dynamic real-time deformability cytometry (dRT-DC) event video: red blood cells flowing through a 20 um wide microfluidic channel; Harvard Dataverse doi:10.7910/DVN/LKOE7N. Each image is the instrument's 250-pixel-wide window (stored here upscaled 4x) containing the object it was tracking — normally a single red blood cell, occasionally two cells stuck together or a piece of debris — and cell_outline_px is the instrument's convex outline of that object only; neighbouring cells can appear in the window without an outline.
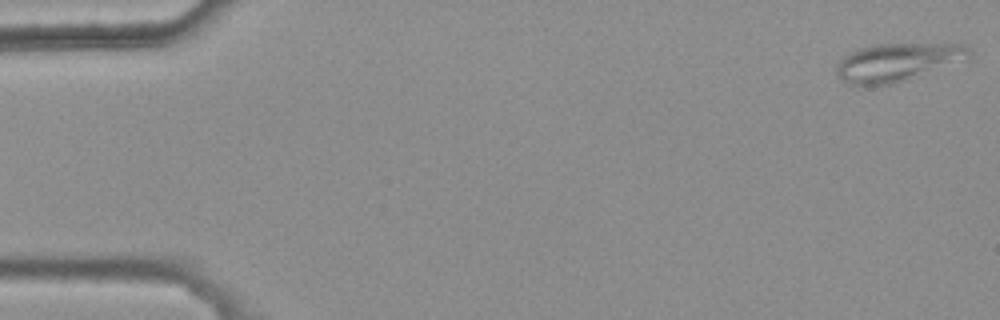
{"species": "common noctule bat (a hibernating species)", "species_latin": "Nyctalus noctula", "temperature_condition": "warm", "stored_images_in_passage": 24, "camera_frame_rate_fps": 3000, "um_per_image_px": 0.085, "animal": {"sex": "female", "body_mass_g": 25.1}, "frame": {"image": 1, "passage_image": 1, "time_ms": 0.0, "image_size_px": [1000, 320], "cell_outline_px": [[968, 60], [908, 80], [892, 84], [852, 84], [840, 80], [836, 76], [836, 64], [848, 52], [860, 48], [876, 44], [964, 44], [968, 48]], "centroid_in_image_um": [76.28, 5.29], "position_along_channel_um": 8.7, "area_um2": 29.48}}
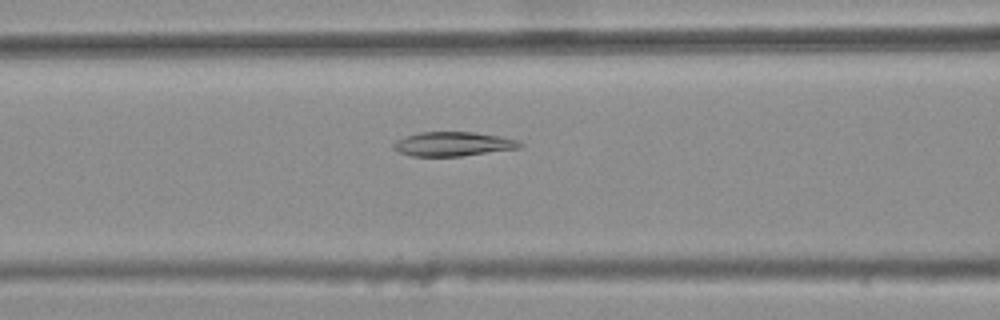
{"frame": {"image": 2, "passage_image": 22, "time_ms": 7.0, "image_size_px": [1000, 320], "cell_outline_px": [[524, 144], [520, 148], [460, 156], [412, 156], [400, 152], [392, 148], [392, 144], [396, 140], [404, 136], [420, 132], [476, 132], [500, 136], [520, 140]], "centroid_in_image_um": [38.52, 12.23], "position_along_channel_um": 128.1, "area_um2": 17.98}}